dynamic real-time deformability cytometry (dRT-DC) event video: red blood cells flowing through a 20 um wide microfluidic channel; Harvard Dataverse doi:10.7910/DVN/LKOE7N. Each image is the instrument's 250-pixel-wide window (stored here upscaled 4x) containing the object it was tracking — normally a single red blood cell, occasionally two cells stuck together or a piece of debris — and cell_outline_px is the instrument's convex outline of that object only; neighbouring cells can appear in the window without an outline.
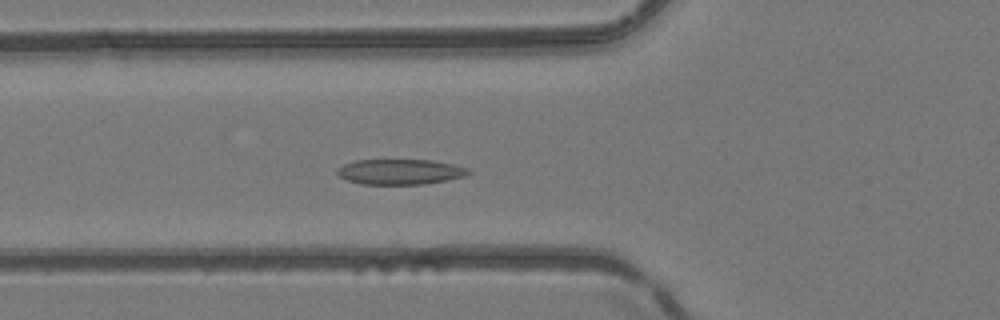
{"species": "common noctule bat (a hibernating species)", "species_latin": "Nyctalus noctula", "temperature_condition": "room temperature", "stored_images_in_passage": 47, "camera_frame_rate_fps": 3000, "um_per_image_px": 0.085, "animal": {"sex": "female", "body_mass_g": 24.6, "forearm_length_mm": 56.2}, "frame": {"image": 1, "passage_image": 16, "time_ms": 5.0, "image_size_px": [1000, 320], "cell_outline_px": [[472, 172], [464, 176], [424, 184], [360, 184], [348, 180], [340, 176], [336, 172], [336, 168], [344, 164], [356, 160], [432, 160], [452, 164], [468, 168]], "centroid_in_image_um": [33.98, 14.6], "position_along_channel_um": 91.8, "area_um2": 19.25}}
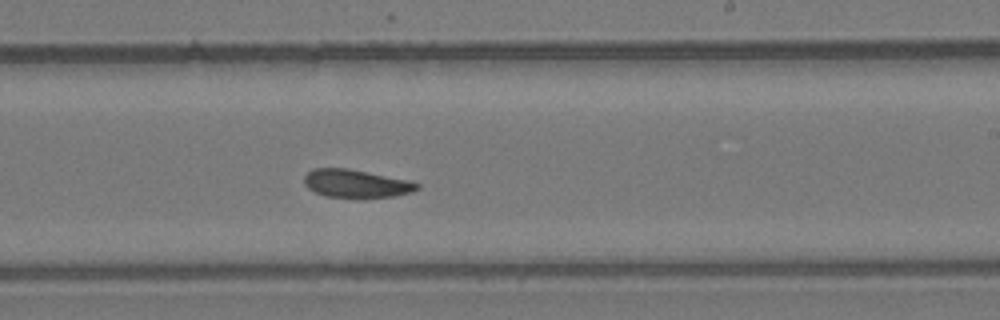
{"frame": {"image": 2, "passage_image": 28, "time_ms": 9.0, "image_size_px": [1000, 320], "cell_outline_px": [[420, 188], [412, 192], [396, 196], [324, 196], [308, 188], [304, 184], [304, 176], [312, 168], [348, 168], [412, 180], [420, 184]], "centroid_in_image_um": [30.3, 15.57], "position_along_channel_um": 258.7, "area_um2": 18.32}}
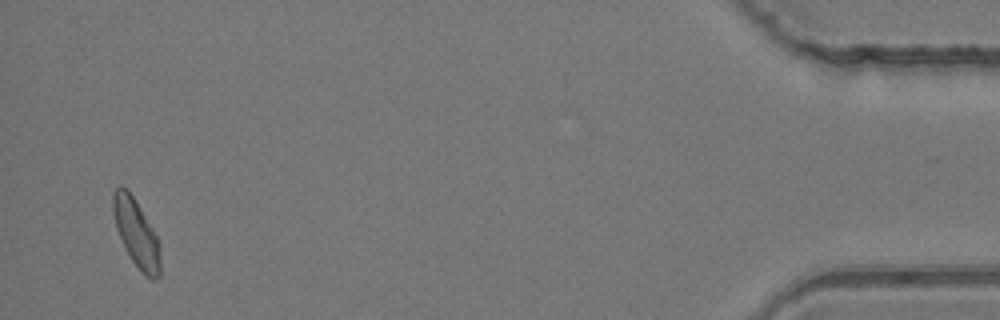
{"frame": {"image": 3, "passage_image": 46, "time_ms": 15.0, "image_size_px": [1000, 320], "cell_outline_px": [[160, 276], [156, 280], [148, 280], [144, 276], [132, 260], [116, 228], [112, 212], [112, 192], [120, 184], [128, 188], [160, 240]], "centroid_in_image_um": [11.6, 19.81], "position_along_channel_um": 423.6, "area_um2": 18.96}, "authors_computed_cell_mechanics": {"area_um2": 18.9584, "velocity_mm_per_s": 4.1553, "shape_relaxation_time_tau1_ms": null, "shape_relaxation_time_tau2_ms": 2.5404, "deformation_change_tau1": null, "deformation_change_tau2": 0.077}}